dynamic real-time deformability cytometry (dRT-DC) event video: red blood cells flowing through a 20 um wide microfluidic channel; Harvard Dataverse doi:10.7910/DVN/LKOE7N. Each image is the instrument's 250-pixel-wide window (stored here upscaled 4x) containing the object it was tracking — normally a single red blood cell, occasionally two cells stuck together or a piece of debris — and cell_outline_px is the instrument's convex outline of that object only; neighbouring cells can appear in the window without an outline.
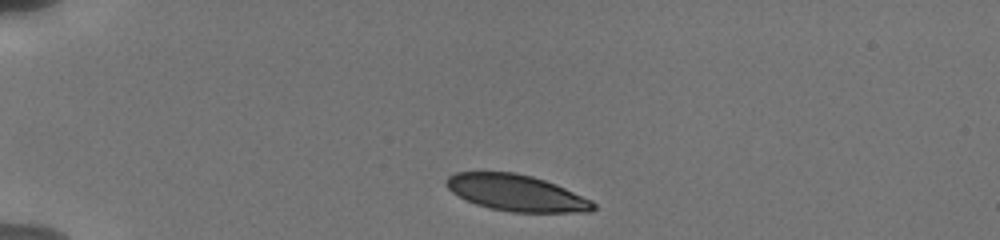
{"species": "human", "species_latin": "Homo sapiens", "temperature_condition": "cold", "stored_images_in_passage": 9, "camera_frame_rate_fps": 3000, "um_per_image_px": 0.085, "donor": {"sex": "male"}, "frame": {"image": 1, "passage_image": 1, "time_ms": 0.0, "image_size_px": [1000, 240], "cell_outline_px": [[596, 208], [592, 212], [512, 212], [492, 208], [476, 204], [452, 192], [444, 184], [444, 180], [448, 176], [456, 172], [516, 172], [532, 176], [556, 184], [592, 200], [596, 204]], "centroid_in_image_um": [43.91, 16.39], "position_along_channel_um": 41.1, "area_um2": 31.1}}
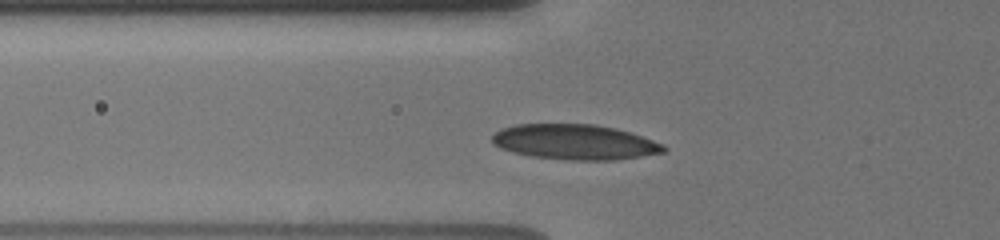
{"frame": {"image": 2, "passage_image": 8, "time_ms": 2.333, "image_size_px": [1000, 240], "cell_outline_px": [[668, 148], [664, 152], [640, 156], [612, 160], [568, 160], [532, 156], [512, 152], [500, 148], [492, 144], [492, 136], [496, 132], [504, 128], [516, 124], [596, 124], [616, 128], [664, 144]], "centroid_in_image_um": [48.84, 12.07], "position_along_channel_um": 77.0, "area_um2": 35.08}}